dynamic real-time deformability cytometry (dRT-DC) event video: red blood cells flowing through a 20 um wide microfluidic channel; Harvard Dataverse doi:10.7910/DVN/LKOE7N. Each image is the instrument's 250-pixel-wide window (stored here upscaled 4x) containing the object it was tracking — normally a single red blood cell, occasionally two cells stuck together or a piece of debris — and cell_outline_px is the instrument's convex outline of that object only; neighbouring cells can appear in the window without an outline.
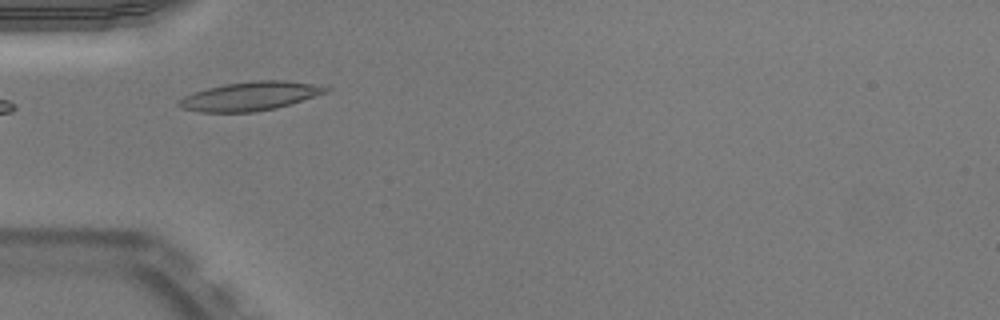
{"species": "Egyptian fruit bat (a non-hibernating species)", "species_latin": "Rousettus aegyptiacus", "temperature_condition": "warm", "stored_images_in_passage": 14, "camera_frame_rate_fps": 3000, "um_per_image_px": 0.085, "animal": {"sex": "male"}, "frame": {"image": 1, "passage_image": 1, "time_ms": 0.0, "image_size_px": [1000, 320], "cell_outline_px": [[332, 88], [328, 92], [292, 104], [276, 108], [256, 112], [200, 112], [180, 108], [176, 104], [176, 100], [192, 92], [224, 84], [252, 80], [284, 80]], "centroid_in_image_um": [21.21, 8.18], "position_along_channel_um": 63.8, "area_um2": 24.85}}
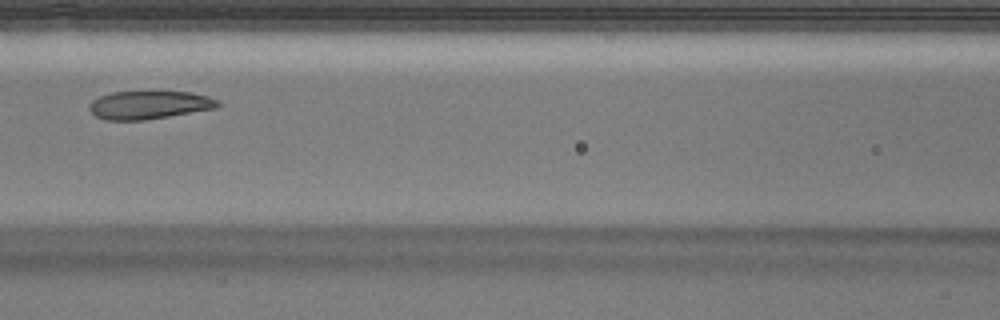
{"frame": {"image": 2, "passage_image": 8, "time_ms": 2.333, "image_size_px": [1000, 320], "cell_outline_px": [[224, 104], [216, 108], [144, 120], [104, 120], [96, 116], [88, 108], [92, 100], [100, 96], [112, 92], [188, 92], [208, 96], [220, 100]], "centroid_in_image_um": [12.7, 8.92], "position_along_channel_um": 153.9, "area_um2": 21.04}}